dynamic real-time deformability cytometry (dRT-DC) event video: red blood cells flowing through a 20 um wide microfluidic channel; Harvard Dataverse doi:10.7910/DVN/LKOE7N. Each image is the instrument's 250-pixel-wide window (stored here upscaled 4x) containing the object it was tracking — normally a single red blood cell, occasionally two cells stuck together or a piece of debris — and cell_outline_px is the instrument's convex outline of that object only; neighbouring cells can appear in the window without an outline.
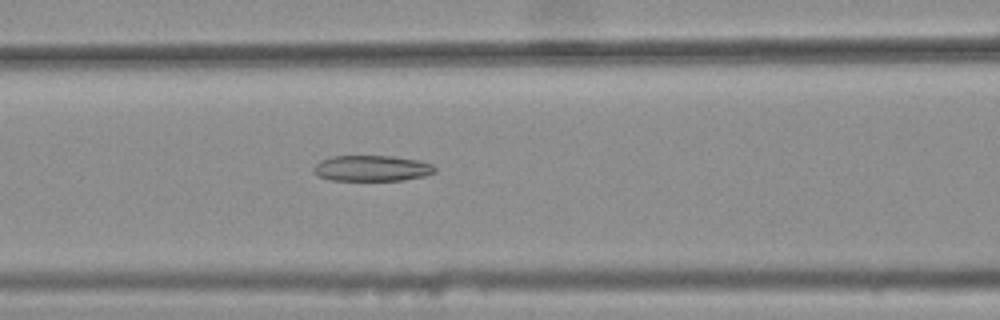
{"species": "common noctule bat (a hibernating species)", "species_latin": "Nyctalus noctula", "temperature_condition": "warm", "stored_images_in_passage": 47, "camera_frame_rate_fps": 3000, "um_per_image_px": 0.085, "animal": {"sex": "female", "body_mass_g": 25.1}, "frame": {"image": 1, "passage_image": 22, "time_ms": 7.0, "image_size_px": [1000, 320], "cell_outline_px": [[436, 172], [424, 176], [404, 180], [328, 180], [320, 176], [312, 168], [320, 160], [332, 156], [396, 156], [420, 160], [432, 164], [436, 168]], "centroid_in_image_um": [31.65, 14.3], "position_along_channel_um": 135.0, "area_um2": 18.32}}
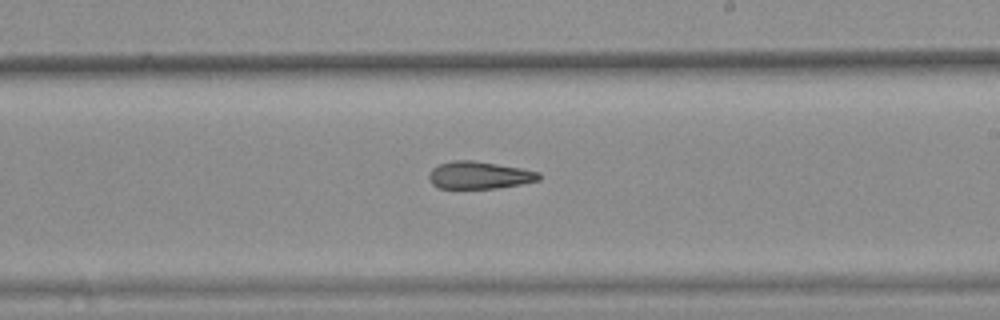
{"frame": {"image": 2, "passage_image": 31, "time_ms": 10.0, "image_size_px": [1000, 320], "cell_outline_px": [[540, 180], [520, 184], [496, 188], [440, 188], [432, 184], [428, 180], [428, 176], [432, 168], [440, 164], [452, 160], [472, 160], [520, 168], [540, 172]], "centroid_in_image_um": [40.71, 14.89], "position_along_channel_um": 248.3, "area_um2": 17.46}}
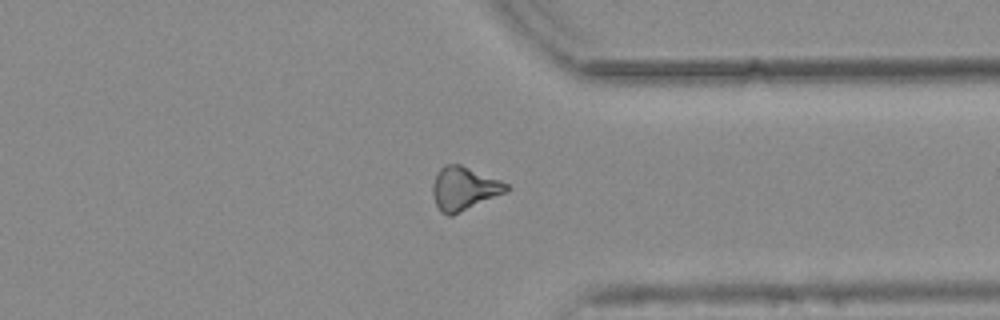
{"frame": {"image": 3, "passage_image": 41, "time_ms": 13.333, "image_size_px": [1000, 320], "cell_outline_px": [[508, 192], [452, 216], [448, 216], [440, 212], [436, 204], [432, 192], [432, 184], [440, 168], [444, 164], [460, 164], [500, 180], [508, 184]], "centroid_in_image_um": [39.44, 16.04], "position_along_channel_um": 372.0, "area_um2": 18.73}}